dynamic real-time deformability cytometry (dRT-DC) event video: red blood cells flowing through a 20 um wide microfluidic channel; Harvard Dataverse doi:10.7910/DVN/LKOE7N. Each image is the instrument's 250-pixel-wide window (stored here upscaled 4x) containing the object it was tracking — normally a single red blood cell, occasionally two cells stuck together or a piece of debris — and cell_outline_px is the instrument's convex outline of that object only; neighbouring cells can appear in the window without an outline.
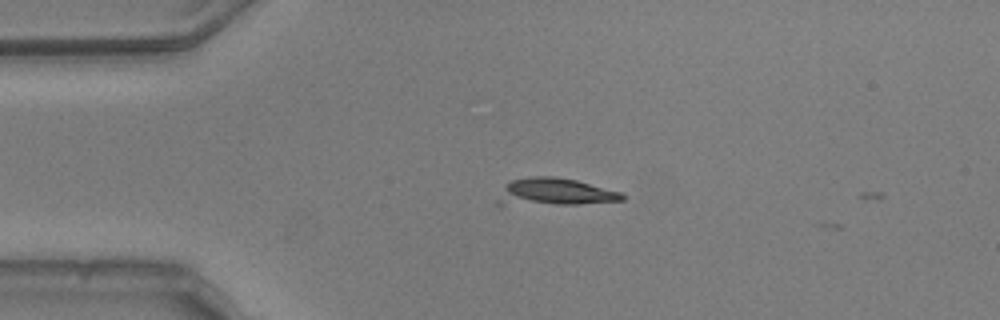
{"species": "common noctule bat (a hibernating species)", "species_latin": "Nyctalus noctula", "temperature_condition": "warm", "stored_images_in_passage": 3, "camera_frame_rate_fps": 3000, "um_per_image_px": 0.085, "animal": {"sex": "male", "body_mass_g": 20.5, "forearm_length_mm": 52.5}, "frame": {"image": 1, "passage_image": 1, "time_ms": 0.0, "image_size_px": [1000, 320], "cell_outline_px": [[624, 200], [580, 204], [496, 204], [496, 200], [504, 184], [512, 180], [532, 176], [552, 176], [576, 180], [620, 192], [624, 196]], "centroid_in_image_um": [47.1, 16.31], "position_along_channel_um": 37.9, "area_um2": 19.65}}